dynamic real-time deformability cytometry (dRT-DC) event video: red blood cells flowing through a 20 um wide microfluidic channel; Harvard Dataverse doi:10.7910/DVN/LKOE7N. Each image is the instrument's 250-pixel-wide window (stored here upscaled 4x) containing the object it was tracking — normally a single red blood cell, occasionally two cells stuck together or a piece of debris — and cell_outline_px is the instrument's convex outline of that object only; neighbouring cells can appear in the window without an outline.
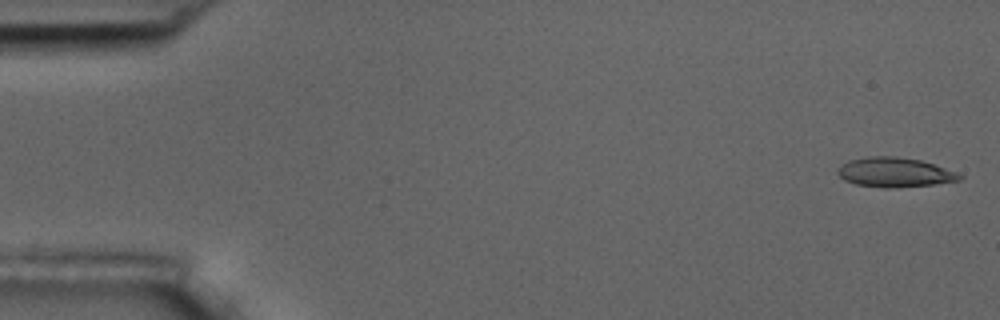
{"species": "common noctule bat (a hibernating species)", "species_latin": "Nyctalus noctula", "temperature_condition": "room temperature", "stored_images_in_passage": 55, "camera_frame_rate_fps": 3000, "um_per_image_px": 0.085, "animal": {"sex": "male", "body_mass_g": 17.5, "forearm_length_mm": 52.3}, "frame": {"image": 1, "passage_image": 1, "time_ms": 0.0, "image_size_px": [1000, 320], "cell_outline_px": [[964, 176], [960, 180], [932, 184], [896, 188], [884, 188], [856, 184], [844, 180], [836, 172], [840, 164], [848, 160], [868, 156], [896, 156], [920, 160], [956, 172]], "centroid_in_image_um": [76.0, 14.64], "position_along_channel_um": 9.0, "area_um2": 20.98}}
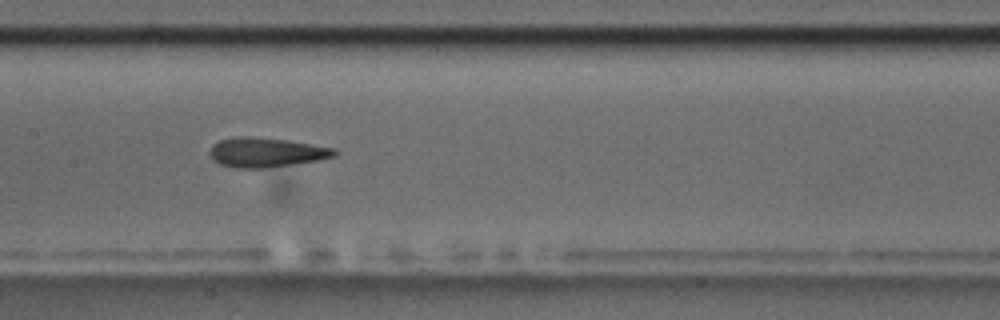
{"frame": {"image": 2, "passage_image": 27, "time_ms": 8.667, "image_size_px": [1000, 320], "cell_outline_px": [[336, 156], [320, 160], [264, 168], [236, 168], [220, 164], [208, 152], [212, 144], [220, 140], [236, 136], [244, 136], [288, 140], [336, 148]], "centroid_in_image_um": [22.64, 12.95], "position_along_channel_um": 184.8, "area_um2": 21.39}}
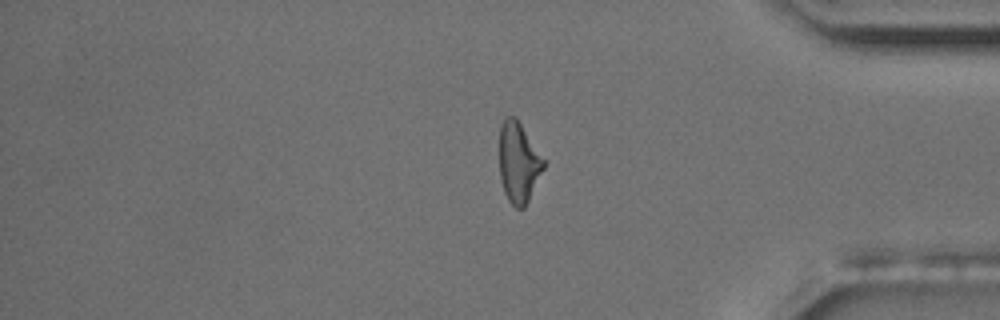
{"frame": {"image": 3, "passage_image": 46, "time_ms": 15.0, "image_size_px": [1000, 320], "cell_outline_px": [[544, 168], [524, 208], [516, 208], [508, 200], [504, 192], [500, 180], [500, 124], [504, 116], [516, 116], [544, 160]], "centroid_in_image_um": [44.05, 13.79], "position_along_channel_um": 391.1, "area_um2": 20.58}}